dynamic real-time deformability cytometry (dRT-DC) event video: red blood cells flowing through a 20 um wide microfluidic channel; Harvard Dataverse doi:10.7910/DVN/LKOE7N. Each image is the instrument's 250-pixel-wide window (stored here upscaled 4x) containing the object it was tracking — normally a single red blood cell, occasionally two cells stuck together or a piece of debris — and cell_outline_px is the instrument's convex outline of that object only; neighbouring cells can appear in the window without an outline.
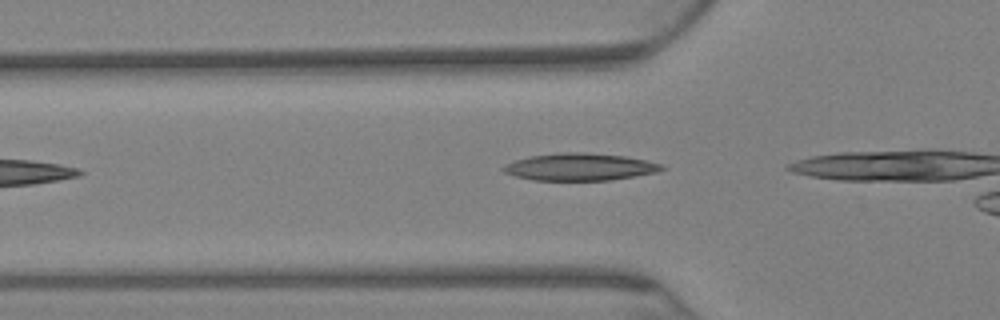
{"species": "Egyptian fruit bat (a non-hibernating species)", "species_latin": "Rousettus aegyptiacus", "temperature_condition": "warm", "stored_images_in_passage": 45, "camera_frame_rate_fps": 3000, "um_per_image_px": 0.085, "animal": {"sex": "female"}, "frame": {"image": 1, "passage_image": 17, "time_ms": 5.333, "image_size_px": [1000, 320], "cell_outline_px": [[664, 168], [656, 172], [608, 180], [532, 180], [516, 176], [504, 172], [500, 168], [504, 164], [528, 156], [560, 152], [588, 152], [624, 156], [664, 164]], "centroid_in_image_um": [49.23, 14.17], "position_along_channel_um": 76.6, "area_um2": 25.09}}
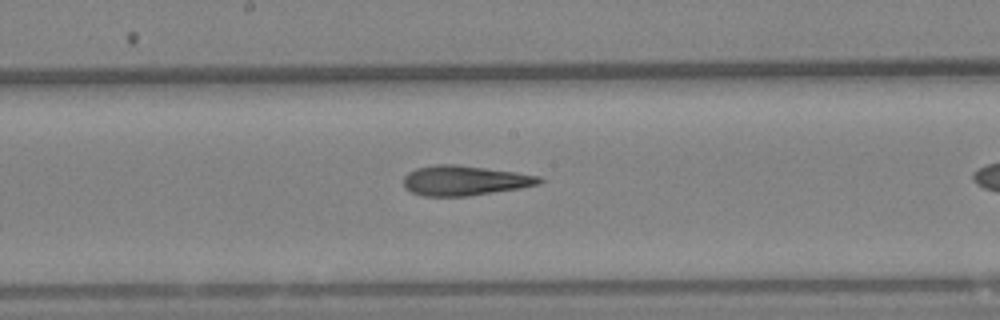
{"frame": {"image": 2, "passage_image": 26, "time_ms": 8.333, "image_size_px": [1000, 320], "cell_outline_px": [[544, 180], [540, 184], [520, 188], [468, 196], [424, 196], [412, 192], [404, 188], [404, 176], [408, 172], [416, 168], [436, 164], [456, 164], [516, 172], [540, 176]], "centroid_in_image_um": [39.49, 15.34], "position_along_channel_um": 208.7, "area_um2": 23.7}}
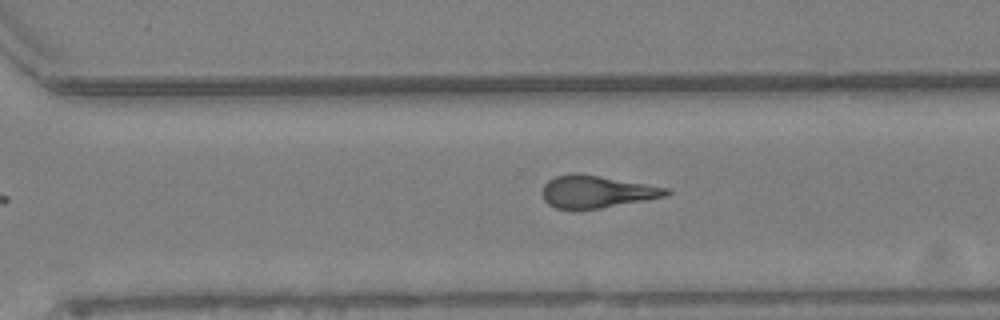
{"frame": {"image": 3, "passage_image": 38, "time_ms": 12.333, "image_size_px": [1000, 320], "cell_outline_px": [[672, 192], [664, 196], [644, 200], [600, 208], [556, 208], [548, 204], [544, 200], [544, 184], [548, 180], [556, 176], [596, 176], [668, 188]], "centroid_in_image_um": [50.73, 16.32], "position_along_channel_um": 319.9, "area_um2": 21.96}}